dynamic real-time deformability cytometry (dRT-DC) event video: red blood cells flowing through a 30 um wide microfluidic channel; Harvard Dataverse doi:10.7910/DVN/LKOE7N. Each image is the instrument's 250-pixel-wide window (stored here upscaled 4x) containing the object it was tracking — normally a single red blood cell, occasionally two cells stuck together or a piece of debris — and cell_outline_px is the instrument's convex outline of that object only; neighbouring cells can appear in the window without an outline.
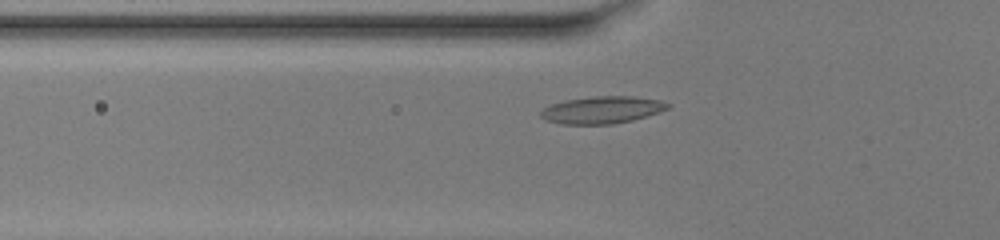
{"species": "common noctule bat (a hibernating species)", "species_latin": "Nyctalus noctula", "temperature_condition": "warm", "stored_images_in_passage": 32, "camera_frame_rate_fps": 3000, "um_per_image_px": 0.085, "animal": {"sex": "female", "body_mass_g": 20.0, "forearm_length_mm": 54.0}, "frame": {"image": 1, "passage_image": 4, "time_ms": 1.0, "image_size_px": [1000, 240], "cell_outline_px": [[672, 104], [668, 108], [660, 112], [632, 120], [612, 124], [560, 124], [544, 120], [540, 116], [540, 112], [544, 108], [552, 104], [564, 100], [596, 96], [632, 96], [660, 100]], "centroid_in_image_um": [51.17, 9.34], "position_along_channel_um": 74.6, "area_um2": 20.17}}
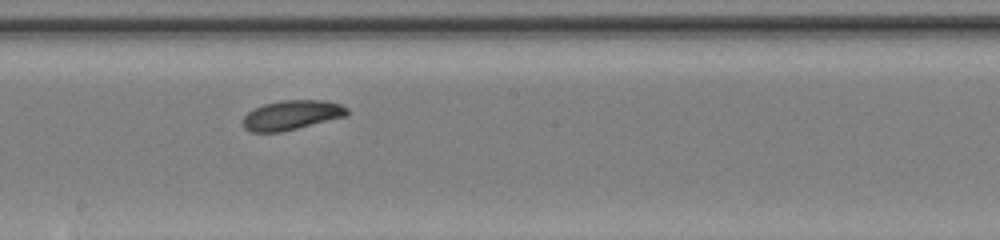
{"frame": {"image": 2, "passage_image": 15, "time_ms": 4.667, "image_size_px": [1000, 240], "cell_outline_px": [[348, 116], [280, 132], [252, 132], [244, 128], [244, 116], [248, 112], [264, 104], [280, 100], [324, 100], [340, 104], [348, 108]], "centroid_in_image_um": [24.82, 9.77], "position_along_channel_um": 223.4, "area_um2": 17.86}}
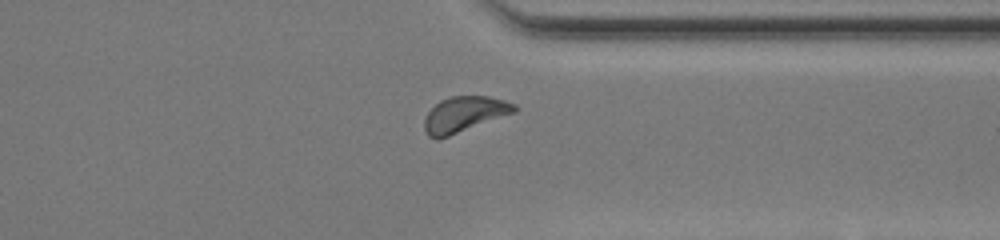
{"frame": {"image": 3, "passage_image": 26, "time_ms": 8.333, "image_size_px": [1000, 240], "cell_outline_px": [[520, 108], [516, 112], [448, 136], [436, 140], [428, 136], [424, 128], [424, 120], [428, 112], [440, 100], [452, 96], [488, 96], [504, 100], [516, 104]], "centroid_in_image_um": [39.48, 9.71], "position_along_channel_um": 371.9, "area_um2": 18.61}}